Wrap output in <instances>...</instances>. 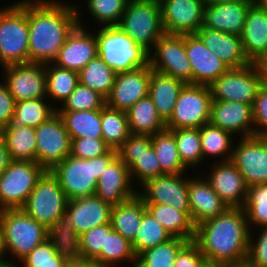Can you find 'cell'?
<instances>
[{
    "label": "cell",
    "instance_id": "34",
    "mask_svg": "<svg viewBox=\"0 0 267 267\" xmlns=\"http://www.w3.org/2000/svg\"><path fill=\"white\" fill-rule=\"evenodd\" d=\"M145 206L172 237L194 241L195 226L190 212L179 211L167 204H145Z\"/></svg>",
    "mask_w": 267,
    "mask_h": 267
},
{
    "label": "cell",
    "instance_id": "24",
    "mask_svg": "<svg viewBox=\"0 0 267 267\" xmlns=\"http://www.w3.org/2000/svg\"><path fill=\"white\" fill-rule=\"evenodd\" d=\"M209 123L237 137L254 136L253 105L235 101H212Z\"/></svg>",
    "mask_w": 267,
    "mask_h": 267
},
{
    "label": "cell",
    "instance_id": "8",
    "mask_svg": "<svg viewBox=\"0 0 267 267\" xmlns=\"http://www.w3.org/2000/svg\"><path fill=\"white\" fill-rule=\"evenodd\" d=\"M263 83L261 65L250 63L241 68H229L209 88L213 101H235L253 105Z\"/></svg>",
    "mask_w": 267,
    "mask_h": 267
},
{
    "label": "cell",
    "instance_id": "40",
    "mask_svg": "<svg viewBox=\"0 0 267 267\" xmlns=\"http://www.w3.org/2000/svg\"><path fill=\"white\" fill-rule=\"evenodd\" d=\"M57 112L64 121L70 139L102 138L101 110Z\"/></svg>",
    "mask_w": 267,
    "mask_h": 267
},
{
    "label": "cell",
    "instance_id": "64",
    "mask_svg": "<svg viewBox=\"0 0 267 267\" xmlns=\"http://www.w3.org/2000/svg\"><path fill=\"white\" fill-rule=\"evenodd\" d=\"M260 65L264 74V83L267 85V59H265Z\"/></svg>",
    "mask_w": 267,
    "mask_h": 267
},
{
    "label": "cell",
    "instance_id": "56",
    "mask_svg": "<svg viewBox=\"0 0 267 267\" xmlns=\"http://www.w3.org/2000/svg\"><path fill=\"white\" fill-rule=\"evenodd\" d=\"M55 249L51 242L46 239L43 243L35 247L20 263H44L55 262Z\"/></svg>",
    "mask_w": 267,
    "mask_h": 267
},
{
    "label": "cell",
    "instance_id": "60",
    "mask_svg": "<svg viewBox=\"0 0 267 267\" xmlns=\"http://www.w3.org/2000/svg\"><path fill=\"white\" fill-rule=\"evenodd\" d=\"M8 258L7 251L5 247V238H4V230L0 224V260Z\"/></svg>",
    "mask_w": 267,
    "mask_h": 267
},
{
    "label": "cell",
    "instance_id": "7",
    "mask_svg": "<svg viewBox=\"0 0 267 267\" xmlns=\"http://www.w3.org/2000/svg\"><path fill=\"white\" fill-rule=\"evenodd\" d=\"M7 255L21 261L48 238V229L22 208L0 210Z\"/></svg>",
    "mask_w": 267,
    "mask_h": 267
},
{
    "label": "cell",
    "instance_id": "3",
    "mask_svg": "<svg viewBox=\"0 0 267 267\" xmlns=\"http://www.w3.org/2000/svg\"><path fill=\"white\" fill-rule=\"evenodd\" d=\"M116 156V149H111L100 157L86 160L69 155L51 172L59 180L68 200L90 196L95 194L98 179Z\"/></svg>",
    "mask_w": 267,
    "mask_h": 267
},
{
    "label": "cell",
    "instance_id": "47",
    "mask_svg": "<svg viewBox=\"0 0 267 267\" xmlns=\"http://www.w3.org/2000/svg\"><path fill=\"white\" fill-rule=\"evenodd\" d=\"M242 209L246 214L250 231L253 230L252 227L256 229L267 226V183L255 184L247 188Z\"/></svg>",
    "mask_w": 267,
    "mask_h": 267
},
{
    "label": "cell",
    "instance_id": "21",
    "mask_svg": "<svg viewBox=\"0 0 267 267\" xmlns=\"http://www.w3.org/2000/svg\"><path fill=\"white\" fill-rule=\"evenodd\" d=\"M213 162L205 179L228 208H242L248 188L243 175L231 160Z\"/></svg>",
    "mask_w": 267,
    "mask_h": 267
},
{
    "label": "cell",
    "instance_id": "41",
    "mask_svg": "<svg viewBox=\"0 0 267 267\" xmlns=\"http://www.w3.org/2000/svg\"><path fill=\"white\" fill-rule=\"evenodd\" d=\"M79 73V83L100 94L105 100L112 91L116 72L98 55Z\"/></svg>",
    "mask_w": 267,
    "mask_h": 267
},
{
    "label": "cell",
    "instance_id": "37",
    "mask_svg": "<svg viewBox=\"0 0 267 267\" xmlns=\"http://www.w3.org/2000/svg\"><path fill=\"white\" fill-rule=\"evenodd\" d=\"M151 145L164 174L179 175L188 172L180 158L172 129L165 128L152 135Z\"/></svg>",
    "mask_w": 267,
    "mask_h": 267
},
{
    "label": "cell",
    "instance_id": "2",
    "mask_svg": "<svg viewBox=\"0 0 267 267\" xmlns=\"http://www.w3.org/2000/svg\"><path fill=\"white\" fill-rule=\"evenodd\" d=\"M250 229L242 208H228L223 214L195 227L194 242L208 261L222 264L247 262Z\"/></svg>",
    "mask_w": 267,
    "mask_h": 267
},
{
    "label": "cell",
    "instance_id": "59",
    "mask_svg": "<svg viewBox=\"0 0 267 267\" xmlns=\"http://www.w3.org/2000/svg\"><path fill=\"white\" fill-rule=\"evenodd\" d=\"M64 267H99V266L92 260L81 258L76 261L66 262Z\"/></svg>",
    "mask_w": 267,
    "mask_h": 267
},
{
    "label": "cell",
    "instance_id": "12",
    "mask_svg": "<svg viewBox=\"0 0 267 267\" xmlns=\"http://www.w3.org/2000/svg\"><path fill=\"white\" fill-rule=\"evenodd\" d=\"M148 55L152 70L192 84V67L185 51V35L164 34Z\"/></svg>",
    "mask_w": 267,
    "mask_h": 267
},
{
    "label": "cell",
    "instance_id": "42",
    "mask_svg": "<svg viewBox=\"0 0 267 267\" xmlns=\"http://www.w3.org/2000/svg\"><path fill=\"white\" fill-rule=\"evenodd\" d=\"M47 100L36 98L16 102L12 123L37 128L57 112L51 101Z\"/></svg>",
    "mask_w": 267,
    "mask_h": 267
},
{
    "label": "cell",
    "instance_id": "49",
    "mask_svg": "<svg viewBox=\"0 0 267 267\" xmlns=\"http://www.w3.org/2000/svg\"><path fill=\"white\" fill-rule=\"evenodd\" d=\"M106 100L94 90L80 83L57 111H88L101 110Z\"/></svg>",
    "mask_w": 267,
    "mask_h": 267
},
{
    "label": "cell",
    "instance_id": "29",
    "mask_svg": "<svg viewBox=\"0 0 267 267\" xmlns=\"http://www.w3.org/2000/svg\"><path fill=\"white\" fill-rule=\"evenodd\" d=\"M196 34L229 68H241L250 64L242 48L241 36L211 30L203 25Z\"/></svg>",
    "mask_w": 267,
    "mask_h": 267
},
{
    "label": "cell",
    "instance_id": "22",
    "mask_svg": "<svg viewBox=\"0 0 267 267\" xmlns=\"http://www.w3.org/2000/svg\"><path fill=\"white\" fill-rule=\"evenodd\" d=\"M185 51L192 67V84L210 86L229 69L197 34L185 35Z\"/></svg>",
    "mask_w": 267,
    "mask_h": 267
},
{
    "label": "cell",
    "instance_id": "30",
    "mask_svg": "<svg viewBox=\"0 0 267 267\" xmlns=\"http://www.w3.org/2000/svg\"><path fill=\"white\" fill-rule=\"evenodd\" d=\"M185 84L182 80L151 69L149 96L165 123L171 118L179 94Z\"/></svg>",
    "mask_w": 267,
    "mask_h": 267
},
{
    "label": "cell",
    "instance_id": "63",
    "mask_svg": "<svg viewBox=\"0 0 267 267\" xmlns=\"http://www.w3.org/2000/svg\"><path fill=\"white\" fill-rule=\"evenodd\" d=\"M199 267H223L222 263L204 260Z\"/></svg>",
    "mask_w": 267,
    "mask_h": 267
},
{
    "label": "cell",
    "instance_id": "55",
    "mask_svg": "<svg viewBox=\"0 0 267 267\" xmlns=\"http://www.w3.org/2000/svg\"><path fill=\"white\" fill-rule=\"evenodd\" d=\"M15 103L16 101L8 91L7 86L3 81H0V131L12 123Z\"/></svg>",
    "mask_w": 267,
    "mask_h": 267
},
{
    "label": "cell",
    "instance_id": "65",
    "mask_svg": "<svg viewBox=\"0 0 267 267\" xmlns=\"http://www.w3.org/2000/svg\"><path fill=\"white\" fill-rule=\"evenodd\" d=\"M223 267H251L247 262L239 264H223Z\"/></svg>",
    "mask_w": 267,
    "mask_h": 267
},
{
    "label": "cell",
    "instance_id": "53",
    "mask_svg": "<svg viewBox=\"0 0 267 267\" xmlns=\"http://www.w3.org/2000/svg\"><path fill=\"white\" fill-rule=\"evenodd\" d=\"M254 135L267 137V85L259 88L253 104Z\"/></svg>",
    "mask_w": 267,
    "mask_h": 267
},
{
    "label": "cell",
    "instance_id": "26",
    "mask_svg": "<svg viewBox=\"0 0 267 267\" xmlns=\"http://www.w3.org/2000/svg\"><path fill=\"white\" fill-rule=\"evenodd\" d=\"M112 206L95 194L68 200L65 214L74 225L76 233L110 223Z\"/></svg>",
    "mask_w": 267,
    "mask_h": 267
},
{
    "label": "cell",
    "instance_id": "18",
    "mask_svg": "<svg viewBox=\"0 0 267 267\" xmlns=\"http://www.w3.org/2000/svg\"><path fill=\"white\" fill-rule=\"evenodd\" d=\"M79 9L76 6L78 25L68 35L66 42L60 48L52 62L59 67L76 72L81 71L98 55L95 32L92 33L90 32L91 30L88 31V29H85L86 27L83 25L84 22L81 19L83 12Z\"/></svg>",
    "mask_w": 267,
    "mask_h": 267
},
{
    "label": "cell",
    "instance_id": "1",
    "mask_svg": "<svg viewBox=\"0 0 267 267\" xmlns=\"http://www.w3.org/2000/svg\"><path fill=\"white\" fill-rule=\"evenodd\" d=\"M29 62L50 63L78 25L77 10L64 0H28Z\"/></svg>",
    "mask_w": 267,
    "mask_h": 267
},
{
    "label": "cell",
    "instance_id": "10",
    "mask_svg": "<svg viewBox=\"0 0 267 267\" xmlns=\"http://www.w3.org/2000/svg\"><path fill=\"white\" fill-rule=\"evenodd\" d=\"M67 202L59 180L51 171L46 170L22 209L49 229L58 217L65 214Z\"/></svg>",
    "mask_w": 267,
    "mask_h": 267
},
{
    "label": "cell",
    "instance_id": "57",
    "mask_svg": "<svg viewBox=\"0 0 267 267\" xmlns=\"http://www.w3.org/2000/svg\"><path fill=\"white\" fill-rule=\"evenodd\" d=\"M9 151L5 141L0 137V175L6 170L11 162Z\"/></svg>",
    "mask_w": 267,
    "mask_h": 267
},
{
    "label": "cell",
    "instance_id": "61",
    "mask_svg": "<svg viewBox=\"0 0 267 267\" xmlns=\"http://www.w3.org/2000/svg\"><path fill=\"white\" fill-rule=\"evenodd\" d=\"M205 4L234 3V2H256L257 0H204Z\"/></svg>",
    "mask_w": 267,
    "mask_h": 267
},
{
    "label": "cell",
    "instance_id": "45",
    "mask_svg": "<svg viewBox=\"0 0 267 267\" xmlns=\"http://www.w3.org/2000/svg\"><path fill=\"white\" fill-rule=\"evenodd\" d=\"M171 238L170 233L146 209L131 246L137 257L141 252L164 243Z\"/></svg>",
    "mask_w": 267,
    "mask_h": 267
},
{
    "label": "cell",
    "instance_id": "58",
    "mask_svg": "<svg viewBox=\"0 0 267 267\" xmlns=\"http://www.w3.org/2000/svg\"><path fill=\"white\" fill-rule=\"evenodd\" d=\"M65 264H66V262L56 254L55 255V262L21 263V266H23V267H64Z\"/></svg>",
    "mask_w": 267,
    "mask_h": 267
},
{
    "label": "cell",
    "instance_id": "28",
    "mask_svg": "<svg viewBox=\"0 0 267 267\" xmlns=\"http://www.w3.org/2000/svg\"><path fill=\"white\" fill-rule=\"evenodd\" d=\"M190 215L194 226L223 214L228 206L203 177H189Z\"/></svg>",
    "mask_w": 267,
    "mask_h": 267
},
{
    "label": "cell",
    "instance_id": "6",
    "mask_svg": "<svg viewBox=\"0 0 267 267\" xmlns=\"http://www.w3.org/2000/svg\"><path fill=\"white\" fill-rule=\"evenodd\" d=\"M116 26L149 53L165 34L159 0H130Z\"/></svg>",
    "mask_w": 267,
    "mask_h": 267
},
{
    "label": "cell",
    "instance_id": "66",
    "mask_svg": "<svg viewBox=\"0 0 267 267\" xmlns=\"http://www.w3.org/2000/svg\"><path fill=\"white\" fill-rule=\"evenodd\" d=\"M267 9V0H258Z\"/></svg>",
    "mask_w": 267,
    "mask_h": 267
},
{
    "label": "cell",
    "instance_id": "5",
    "mask_svg": "<svg viewBox=\"0 0 267 267\" xmlns=\"http://www.w3.org/2000/svg\"><path fill=\"white\" fill-rule=\"evenodd\" d=\"M96 31L98 56L116 73L146 66L149 55L117 26H101Z\"/></svg>",
    "mask_w": 267,
    "mask_h": 267
},
{
    "label": "cell",
    "instance_id": "62",
    "mask_svg": "<svg viewBox=\"0 0 267 267\" xmlns=\"http://www.w3.org/2000/svg\"><path fill=\"white\" fill-rule=\"evenodd\" d=\"M12 257L9 259V258H5L3 260H0V267H20V262L17 264V261L16 263L15 262H12L14 261ZM22 267V266H21Z\"/></svg>",
    "mask_w": 267,
    "mask_h": 267
},
{
    "label": "cell",
    "instance_id": "23",
    "mask_svg": "<svg viewBox=\"0 0 267 267\" xmlns=\"http://www.w3.org/2000/svg\"><path fill=\"white\" fill-rule=\"evenodd\" d=\"M129 168L116 156L97 181L95 195L111 206H116L138 194Z\"/></svg>",
    "mask_w": 267,
    "mask_h": 267
},
{
    "label": "cell",
    "instance_id": "52",
    "mask_svg": "<svg viewBox=\"0 0 267 267\" xmlns=\"http://www.w3.org/2000/svg\"><path fill=\"white\" fill-rule=\"evenodd\" d=\"M257 229L259 235L256 234V238L250 231L247 263L251 267H267V226Z\"/></svg>",
    "mask_w": 267,
    "mask_h": 267
},
{
    "label": "cell",
    "instance_id": "31",
    "mask_svg": "<svg viewBox=\"0 0 267 267\" xmlns=\"http://www.w3.org/2000/svg\"><path fill=\"white\" fill-rule=\"evenodd\" d=\"M56 254L65 262L81 259L80 235L66 214L58 217L48 229V238Z\"/></svg>",
    "mask_w": 267,
    "mask_h": 267
},
{
    "label": "cell",
    "instance_id": "48",
    "mask_svg": "<svg viewBox=\"0 0 267 267\" xmlns=\"http://www.w3.org/2000/svg\"><path fill=\"white\" fill-rule=\"evenodd\" d=\"M130 0H87L86 8L91 20L101 26H116ZM93 16V19H92Z\"/></svg>",
    "mask_w": 267,
    "mask_h": 267
},
{
    "label": "cell",
    "instance_id": "43",
    "mask_svg": "<svg viewBox=\"0 0 267 267\" xmlns=\"http://www.w3.org/2000/svg\"><path fill=\"white\" fill-rule=\"evenodd\" d=\"M189 241L172 237L164 243L141 252L135 267H173L177 254Z\"/></svg>",
    "mask_w": 267,
    "mask_h": 267
},
{
    "label": "cell",
    "instance_id": "14",
    "mask_svg": "<svg viewBox=\"0 0 267 267\" xmlns=\"http://www.w3.org/2000/svg\"><path fill=\"white\" fill-rule=\"evenodd\" d=\"M117 156L129 168L132 181L143 185L147 180L163 175L151 135L130 134L117 149Z\"/></svg>",
    "mask_w": 267,
    "mask_h": 267
},
{
    "label": "cell",
    "instance_id": "13",
    "mask_svg": "<svg viewBox=\"0 0 267 267\" xmlns=\"http://www.w3.org/2000/svg\"><path fill=\"white\" fill-rule=\"evenodd\" d=\"M36 132V162L51 171L71 153V139L62 117L56 112Z\"/></svg>",
    "mask_w": 267,
    "mask_h": 267
},
{
    "label": "cell",
    "instance_id": "39",
    "mask_svg": "<svg viewBox=\"0 0 267 267\" xmlns=\"http://www.w3.org/2000/svg\"><path fill=\"white\" fill-rule=\"evenodd\" d=\"M200 136L203 163L210 157L217 158L218 162L231 160L234 149L233 137L236 139L233 134L207 123L200 128Z\"/></svg>",
    "mask_w": 267,
    "mask_h": 267
},
{
    "label": "cell",
    "instance_id": "15",
    "mask_svg": "<svg viewBox=\"0 0 267 267\" xmlns=\"http://www.w3.org/2000/svg\"><path fill=\"white\" fill-rule=\"evenodd\" d=\"M3 82L16 102L29 99H47L44 63H20L3 66Z\"/></svg>",
    "mask_w": 267,
    "mask_h": 267
},
{
    "label": "cell",
    "instance_id": "11",
    "mask_svg": "<svg viewBox=\"0 0 267 267\" xmlns=\"http://www.w3.org/2000/svg\"><path fill=\"white\" fill-rule=\"evenodd\" d=\"M212 101L209 86L186 83L166 128H201L209 123Z\"/></svg>",
    "mask_w": 267,
    "mask_h": 267
},
{
    "label": "cell",
    "instance_id": "16",
    "mask_svg": "<svg viewBox=\"0 0 267 267\" xmlns=\"http://www.w3.org/2000/svg\"><path fill=\"white\" fill-rule=\"evenodd\" d=\"M231 161L243 175L247 187L267 183V137H242L234 143Z\"/></svg>",
    "mask_w": 267,
    "mask_h": 267
},
{
    "label": "cell",
    "instance_id": "33",
    "mask_svg": "<svg viewBox=\"0 0 267 267\" xmlns=\"http://www.w3.org/2000/svg\"><path fill=\"white\" fill-rule=\"evenodd\" d=\"M146 206L137 194L123 203L112 206L110 223L129 242H132L140 227Z\"/></svg>",
    "mask_w": 267,
    "mask_h": 267
},
{
    "label": "cell",
    "instance_id": "25",
    "mask_svg": "<svg viewBox=\"0 0 267 267\" xmlns=\"http://www.w3.org/2000/svg\"><path fill=\"white\" fill-rule=\"evenodd\" d=\"M241 40L250 63L261 64L267 59V9L258 0L247 12Z\"/></svg>",
    "mask_w": 267,
    "mask_h": 267
},
{
    "label": "cell",
    "instance_id": "46",
    "mask_svg": "<svg viewBox=\"0 0 267 267\" xmlns=\"http://www.w3.org/2000/svg\"><path fill=\"white\" fill-rule=\"evenodd\" d=\"M172 131L184 166L188 170L197 169V166L203 164L200 128H179Z\"/></svg>",
    "mask_w": 267,
    "mask_h": 267
},
{
    "label": "cell",
    "instance_id": "35",
    "mask_svg": "<svg viewBox=\"0 0 267 267\" xmlns=\"http://www.w3.org/2000/svg\"><path fill=\"white\" fill-rule=\"evenodd\" d=\"M130 134L154 135L166 128L149 95L141 98L127 112Z\"/></svg>",
    "mask_w": 267,
    "mask_h": 267
},
{
    "label": "cell",
    "instance_id": "54",
    "mask_svg": "<svg viewBox=\"0 0 267 267\" xmlns=\"http://www.w3.org/2000/svg\"><path fill=\"white\" fill-rule=\"evenodd\" d=\"M204 260L199 246L189 241L177 254L173 267H199Z\"/></svg>",
    "mask_w": 267,
    "mask_h": 267
},
{
    "label": "cell",
    "instance_id": "17",
    "mask_svg": "<svg viewBox=\"0 0 267 267\" xmlns=\"http://www.w3.org/2000/svg\"><path fill=\"white\" fill-rule=\"evenodd\" d=\"M185 174V175H183ZM186 173L163 174L147 180L138 190L145 204H167L183 212H190L189 176Z\"/></svg>",
    "mask_w": 267,
    "mask_h": 267
},
{
    "label": "cell",
    "instance_id": "36",
    "mask_svg": "<svg viewBox=\"0 0 267 267\" xmlns=\"http://www.w3.org/2000/svg\"><path fill=\"white\" fill-rule=\"evenodd\" d=\"M124 261L128 262V265L131 262L132 267L136 266V255L131 242L114 230L111 223H107L105 250H101L94 262L99 267H122Z\"/></svg>",
    "mask_w": 267,
    "mask_h": 267
},
{
    "label": "cell",
    "instance_id": "9",
    "mask_svg": "<svg viewBox=\"0 0 267 267\" xmlns=\"http://www.w3.org/2000/svg\"><path fill=\"white\" fill-rule=\"evenodd\" d=\"M46 170L33 161H11L0 175V210L22 208Z\"/></svg>",
    "mask_w": 267,
    "mask_h": 267
},
{
    "label": "cell",
    "instance_id": "19",
    "mask_svg": "<svg viewBox=\"0 0 267 267\" xmlns=\"http://www.w3.org/2000/svg\"><path fill=\"white\" fill-rule=\"evenodd\" d=\"M165 34H196L203 25L204 0H159Z\"/></svg>",
    "mask_w": 267,
    "mask_h": 267
},
{
    "label": "cell",
    "instance_id": "38",
    "mask_svg": "<svg viewBox=\"0 0 267 267\" xmlns=\"http://www.w3.org/2000/svg\"><path fill=\"white\" fill-rule=\"evenodd\" d=\"M47 99L51 98L52 105L57 109L73 93L79 84V73L59 67L52 62L45 64ZM55 103V104H53ZM59 104L58 107L56 104Z\"/></svg>",
    "mask_w": 267,
    "mask_h": 267
},
{
    "label": "cell",
    "instance_id": "20",
    "mask_svg": "<svg viewBox=\"0 0 267 267\" xmlns=\"http://www.w3.org/2000/svg\"><path fill=\"white\" fill-rule=\"evenodd\" d=\"M150 76L149 63L132 71L116 73L106 105L112 109L127 112L141 98L149 95Z\"/></svg>",
    "mask_w": 267,
    "mask_h": 267
},
{
    "label": "cell",
    "instance_id": "4",
    "mask_svg": "<svg viewBox=\"0 0 267 267\" xmlns=\"http://www.w3.org/2000/svg\"><path fill=\"white\" fill-rule=\"evenodd\" d=\"M0 8V64L29 62L28 0Z\"/></svg>",
    "mask_w": 267,
    "mask_h": 267
},
{
    "label": "cell",
    "instance_id": "32",
    "mask_svg": "<svg viewBox=\"0 0 267 267\" xmlns=\"http://www.w3.org/2000/svg\"><path fill=\"white\" fill-rule=\"evenodd\" d=\"M0 137L6 143L11 160L36 162L35 128L11 123L0 131Z\"/></svg>",
    "mask_w": 267,
    "mask_h": 267
},
{
    "label": "cell",
    "instance_id": "50",
    "mask_svg": "<svg viewBox=\"0 0 267 267\" xmlns=\"http://www.w3.org/2000/svg\"><path fill=\"white\" fill-rule=\"evenodd\" d=\"M106 224L94 227L80 235V254L84 259L94 261L101 250H105Z\"/></svg>",
    "mask_w": 267,
    "mask_h": 267
},
{
    "label": "cell",
    "instance_id": "27",
    "mask_svg": "<svg viewBox=\"0 0 267 267\" xmlns=\"http://www.w3.org/2000/svg\"><path fill=\"white\" fill-rule=\"evenodd\" d=\"M255 2L205 4L203 26L241 36L249 8Z\"/></svg>",
    "mask_w": 267,
    "mask_h": 267
},
{
    "label": "cell",
    "instance_id": "44",
    "mask_svg": "<svg viewBox=\"0 0 267 267\" xmlns=\"http://www.w3.org/2000/svg\"><path fill=\"white\" fill-rule=\"evenodd\" d=\"M102 138L112 148L118 149L130 136L127 113L105 105L101 109Z\"/></svg>",
    "mask_w": 267,
    "mask_h": 267
},
{
    "label": "cell",
    "instance_id": "51",
    "mask_svg": "<svg viewBox=\"0 0 267 267\" xmlns=\"http://www.w3.org/2000/svg\"><path fill=\"white\" fill-rule=\"evenodd\" d=\"M112 148L103 138H77L71 139L70 155L79 159H91L108 153Z\"/></svg>",
    "mask_w": 267,
    "mask_h": 267
}]
</instances>
